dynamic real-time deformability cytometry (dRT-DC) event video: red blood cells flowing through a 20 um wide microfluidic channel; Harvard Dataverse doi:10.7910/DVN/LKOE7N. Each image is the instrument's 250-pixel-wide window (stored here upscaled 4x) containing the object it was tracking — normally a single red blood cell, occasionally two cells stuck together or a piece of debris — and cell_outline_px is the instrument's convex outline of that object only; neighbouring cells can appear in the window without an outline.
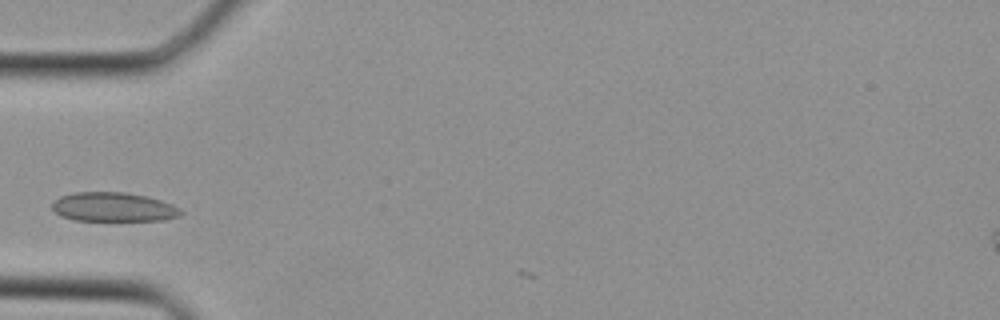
{"species": "Egyptian fruit bat (a non-hibernating species)", "species_latin": "Rousettus aegyptiacus", "temperature_condition": "cold", "stored_images_in_passage": 18, "camera_frame_rate_fps": 3000, "um_per_image_px": 0.085, "animal": {"sex": "female"}, "frame": {"image": 1, "passage_image": 2, "time_ms": 0.333, "image_size_px": [1000, 320], "cell_outline_px": [[184, 212], [180, 216], [160, 220], [72, 220], [60, 216], [52, 208], [52, 204], [60, 196], [76, 192], [124, 192], [144, 196], [160, 200], [172, 204], [180, 208]], "centroid_in_image_um": [9.64, 17.6], "position_along_channel_um": 75.4, "area_um2": 21.73}}
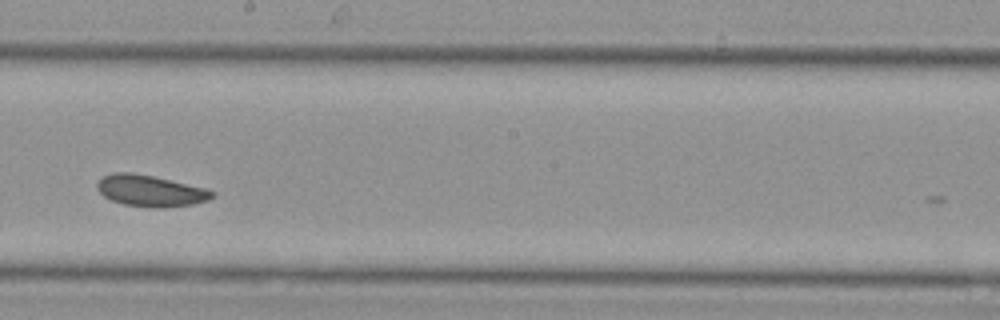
{"frame": {"image": 2, "passage_image": 11, "time_ms": 3.333, "image_size_px": [1000, 320], "cell_outline_px": [[216, 196], [208, 200], [192, 204], [160, 208], [156, 208], [124, 204], [112, 200], [104, 196], [96, 188], [96, 184], [104, 176], [112, 172], [132, 172], [152, 176], [204, 188], [216, 192]], "centroid_in_image_um": [12.78, 16.22], "position_along_channel_um": 235.4, "area_um2": 20.81}}
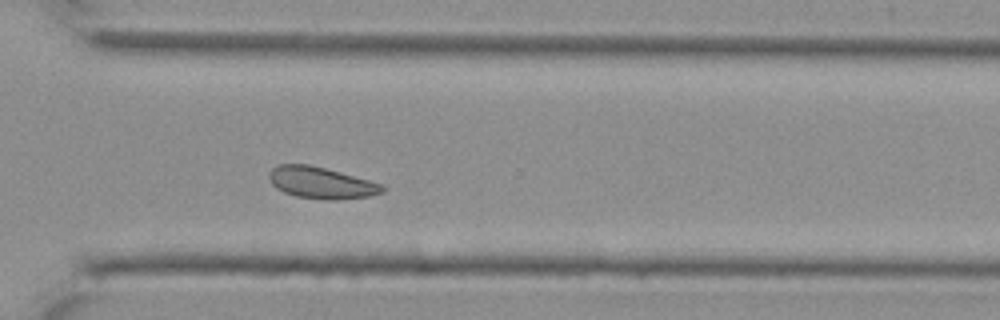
{"frame": {"image": 3, "passage_image": 17, "time_ms": 5.333, "image_size_px": [1000, 320], "cell_outline_px": [[384, 192], [372, 196], [340, 200], [324, 200], [296, 196], [284, 192], [276, 188], [272, 184], [268, 176], [268, 172], [272, 168], [280, 164], [308, 164], [340, 172], [384, 184]], "centroid_in_image_um": [27.32, 15.55], "position_along_channel_um": 343.3, "area_um2": 21.04}}